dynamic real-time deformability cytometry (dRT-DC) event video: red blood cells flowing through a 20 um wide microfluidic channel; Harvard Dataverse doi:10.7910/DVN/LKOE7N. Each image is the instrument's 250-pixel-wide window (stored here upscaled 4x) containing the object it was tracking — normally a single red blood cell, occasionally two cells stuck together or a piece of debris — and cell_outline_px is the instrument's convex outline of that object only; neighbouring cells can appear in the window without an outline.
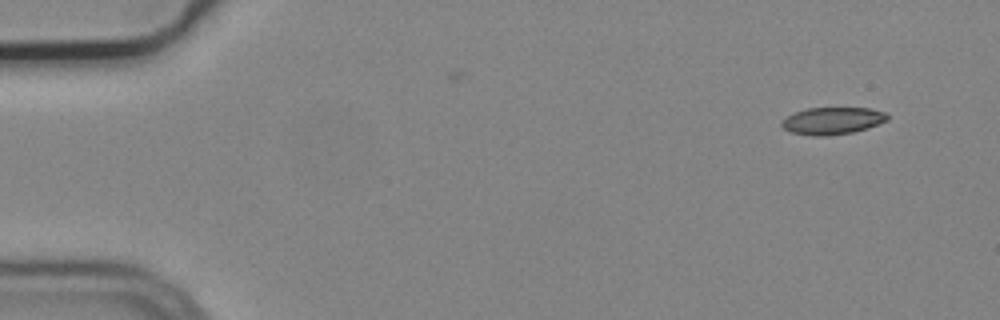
{"species": "common noctule bat (a hibernating species)", "species_latin": "Nyctalus noctula", "temperature_condition": "cold", "stored_images_in_passage": 4, "camera_frame_rate_fps": 3000, "um_per_image_px": 0.085, "animal": {"sex": "male", "body_mass_g": 19.2, "forearm_length_mm": 51.8}, "frame": {"image": 1, "passage_image": 1, "time_ms": 0.0, "image_size_px": [1000, 320], "cell_outline_px": [[888, 120], [868, 128], [852, 132], [828, 136], [812, 136], [792, 132], [784, 128], [780, 124], [780, 120], [796, 112], [808, 108], [868, 108], [884, 112], [888, 116]], "centroid_in_image_um": [70.74, 10.27], "position_along_channel_um": 14.3, "area_um2": 16.65}}